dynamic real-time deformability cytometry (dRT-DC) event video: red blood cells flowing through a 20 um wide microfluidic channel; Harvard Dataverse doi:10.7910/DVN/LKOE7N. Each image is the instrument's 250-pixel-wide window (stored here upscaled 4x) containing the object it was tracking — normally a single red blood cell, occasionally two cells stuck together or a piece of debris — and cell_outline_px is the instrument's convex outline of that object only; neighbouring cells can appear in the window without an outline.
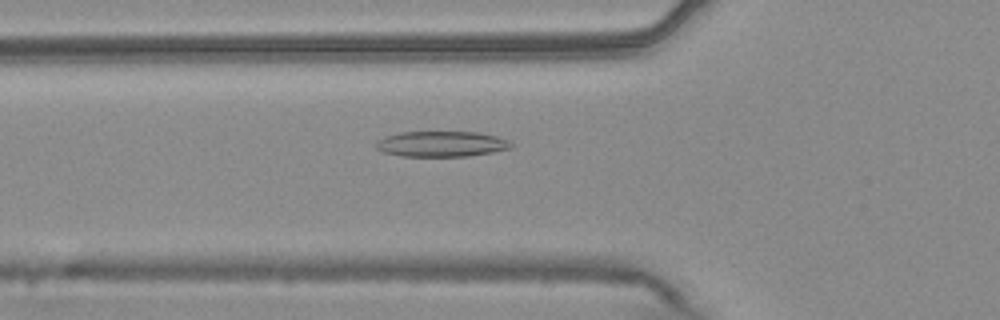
{"species": "common noctule bat (a hibernating species)", "species_latin": "Nyctalus noctula", "temperature_condition": "warm", "stored_images_in_passage": 41, "camera_frame_rate_fps": 3000, "um_per_image_px": 0.085, "animal": {"sex": "male", "body_mass_g": 20.4}, "frame": {"image": 1, "passage_image": 6, "time_ms": 1.667, "image_size_px": [1000, 320], "cell_outline_px": [[512, 148], [492, 152], [468, 156], [400, 156], [384, 152], [376, 148], [376, 140], [384, 136], [400, 132], [480, 132], [496, 136], [508, 140], [512, 144]], "centroid_in_image_um": [37.51, 12.23], "position_along_channel_um": 88.3, "area_um2": 20.17}}
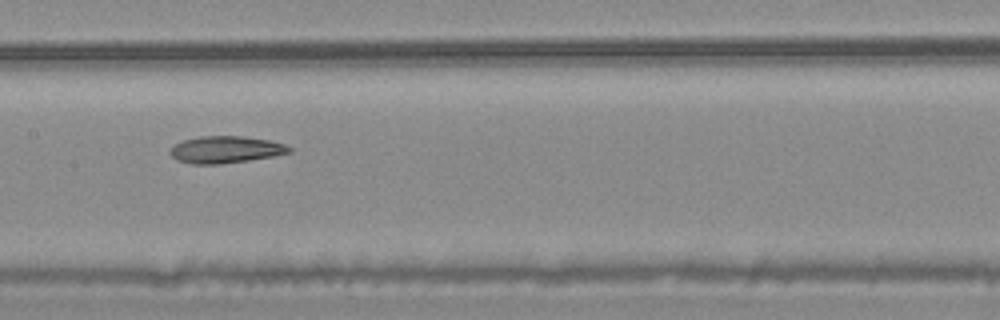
{"frame": {"image": 2, "passage_image": 14, "time_ms": 4.333, "image_size_px": [1000, 320], "cell_outline_px": [[292, 152], [272, 156], [248, 160], [220, 164], [192, 164], [176, 160], [168, 152], [176, 144], [184, 140], [200, 136], [244, 136], [268, 140], [284, 144], [292, 148]], "centroid_in_image_um": [19.17, 12.72], "position_along_channel_um": 188.2, "area_um2": 18.61}}
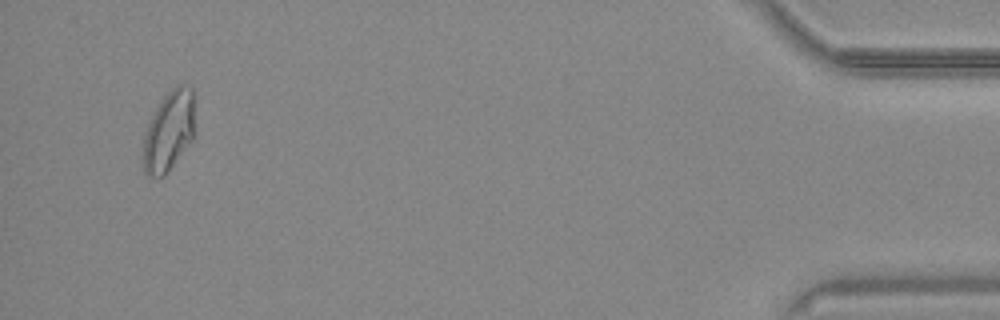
{"frame": {"image": 3, "passage_image": 39, "time_ms": 12.667, "image_size_px": [1000, 320], "cell_outline_px": [[192, 140], [164, 176], [148, 176], [144, 172], [144, 136], [148, 124], [160, 100], [176, 84], [180, 84], [192, 88]], "centroid_in_image_um": [14.32, 11.14], "position_along_channel_um": 420.9, "area_um2": 23.35}, "authors_computed_cell_mechanics": {"area_um2": 19.8254, "velocity_mm_per_s": 3.716, "shape_relaxation_time_tau1_ms": null, "shape_relaxation_time_tau2_ms": 3.6724, "deformation_change_tau1": null, "deformation_change_tau2": 0.1013}}